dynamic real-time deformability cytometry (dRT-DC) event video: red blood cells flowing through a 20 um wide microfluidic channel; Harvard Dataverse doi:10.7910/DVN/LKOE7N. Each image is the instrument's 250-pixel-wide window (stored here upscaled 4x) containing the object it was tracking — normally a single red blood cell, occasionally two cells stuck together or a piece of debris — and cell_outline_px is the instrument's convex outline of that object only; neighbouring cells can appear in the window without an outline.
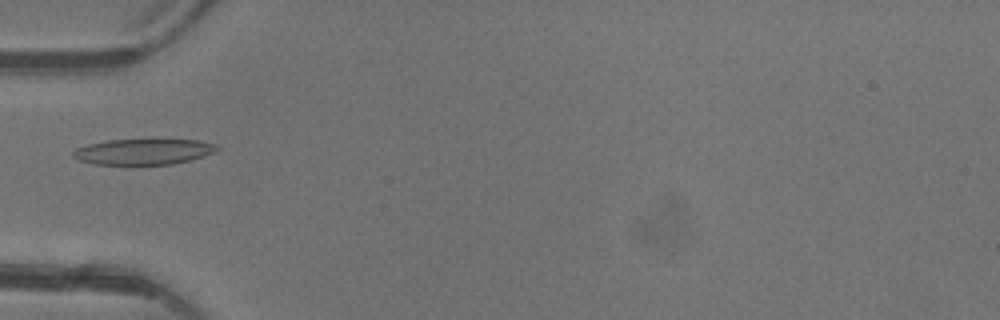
{"species": "common noctule bat (a hibernating species)", "species_latin": "Nyctalus noctula", "temperature_condition": "warm", "stored_images_in_passage": 6, "camera_frame_rate_fps": 3000, "um_per_image_px": 0.085, "animal": {"sex": "female"}, "frame": {"image": 1, "passage_image": 5, "time_ms": 4.667, "image_size_px": [1000, 320], "cell_outline_px": [[220, 148], [216, 152], [204, 156], [172, 164], [92, 164], [76, 160], [72, 156], [72, 152], [76, 148], [88, 144], [108, 140], [196, 140], [216, 144]], "centroid_in_image_um": [12.16, 12.9], "position_along_channel_um": 72.8, "area_um2": 21.5}}
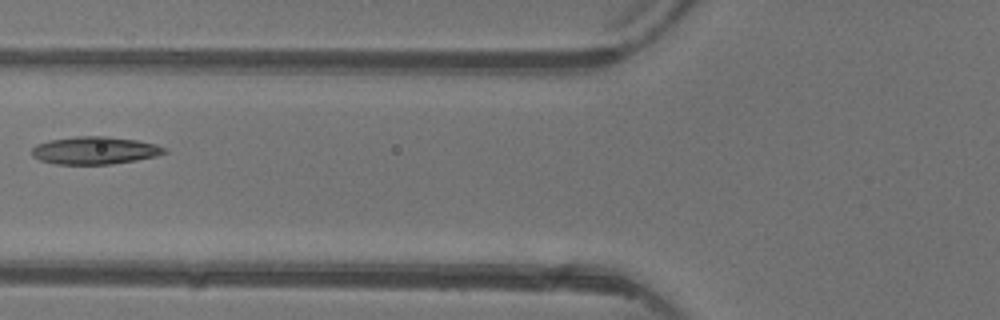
{"frame": {"image": 2, "passage_image": 6, "time_ms": 5.667, "image_size_px": [1000, 320], "cell_outline_px": [[168, 152], [156, 156], [136, 160], [112, 164], [56, 164], [40, 160], [32, 156], [32, 148], [36, 144], [48, 140], [76, 136], [104, 136], [136, 140], [156, 144], [168, 148]], "centroid_in_image_um": [8.07, 12.78], "position_along_channel_um": 117.7, "area_um2": 21.44}}